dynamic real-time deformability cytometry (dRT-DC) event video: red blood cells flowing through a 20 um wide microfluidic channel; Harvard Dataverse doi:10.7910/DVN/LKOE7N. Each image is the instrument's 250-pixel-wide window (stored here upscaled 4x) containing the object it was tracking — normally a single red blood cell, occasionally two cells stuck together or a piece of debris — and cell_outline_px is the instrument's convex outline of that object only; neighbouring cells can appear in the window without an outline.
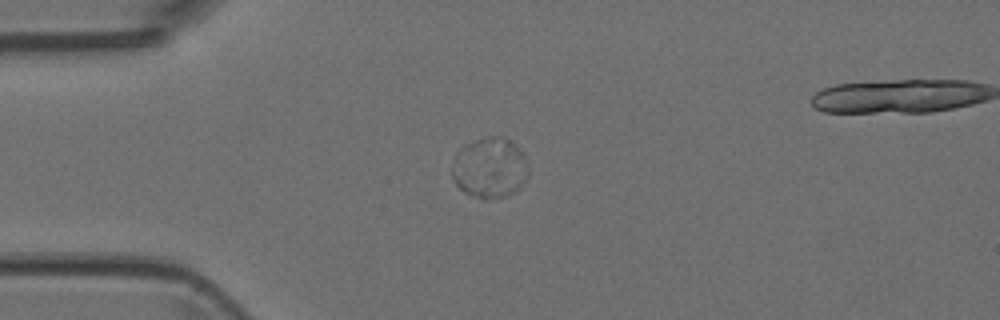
{"species": "Egyptian fruit bat (a non-hibernating species)", "species_latin": "Rousettus aegyptiacus", "temperature_condition": "room temperature", "stored_images_in_passage": 5, "camera_frame_rate_fps": 3000, "um_per_image_px": 0.085, "animal": {"sex": "female"}, "frame": {"image": 1, "passage_image": 3, "time_ms": 2.667, "image_size_px": [1000, 320], "cell_outline_px": [[528, 176], [520, 188], [516, 192], [504, 196], [488, 200], [484, 200], [472, 196], [464, 192], [456, 184], [452, 176], [452, 172], [456, 152], [464, 144], [484, 136], [504, 136], [520, 148], [524, 152], [528, 164]], "centroid_in_image_um": [41.66, 14.26], "position_along_channel_um": 43.3, "area_um2": 27.51}}
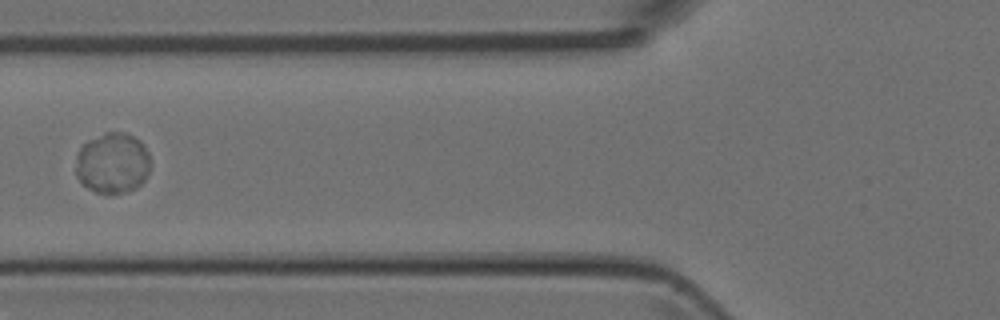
{"frame": {"image": 2, "passage_image": 5, "time_ms": 5.0, "image_size_px": [1000, 320], "cell_outline_px": [[148, 172], [144, 180], [136, 188], [112, 196], [96, 192], [88, 188], [76, 176], [76, 152], [88, 140], [104, 132], [124, 132], [140, 140], [144, 144], [148, 152]], "centroid_in_image_um": [9.54, 13.87], "position_along_channel_um": 116.3, "area_um2": 26.65}}